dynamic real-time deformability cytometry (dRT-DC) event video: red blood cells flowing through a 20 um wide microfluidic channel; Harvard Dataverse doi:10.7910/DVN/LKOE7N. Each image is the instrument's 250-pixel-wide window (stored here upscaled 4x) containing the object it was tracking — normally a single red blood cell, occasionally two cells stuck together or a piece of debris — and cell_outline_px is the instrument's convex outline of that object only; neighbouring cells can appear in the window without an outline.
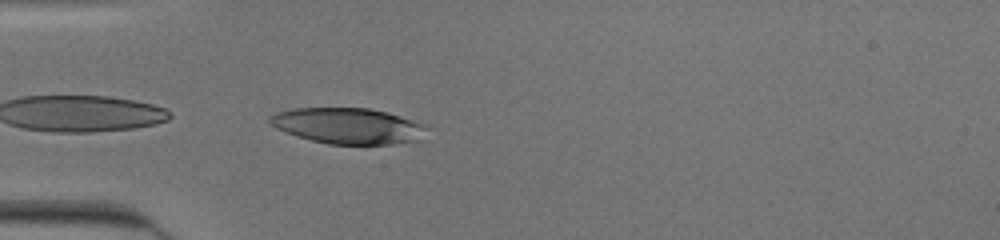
{"species": "human", "species_latin": "Homo sapiens", "temperature_condition": "cold", "stored_images_in_passage": 37, "camera_frame_rate_fps": 3000, "um_per_image_px": 0.085, "donor": {"sex": "male"}, "frame": {"image": 1, "passage_image": 1, "time_ms": 0.0, "image_size_px": [1000, 240], "cell_outline_px": [[428, 128], [420, 140], [392, 144], [328, 144], [296, 136], [276, 128], [268, 124], [268, 116], [276, 112], [292, 108], [368, 108], [388, 112], [428, 124]], "centroid_in_image_um": [29.59, 10.69], "position_along_channel_um": 55.4, "area_um2": 33.18}}
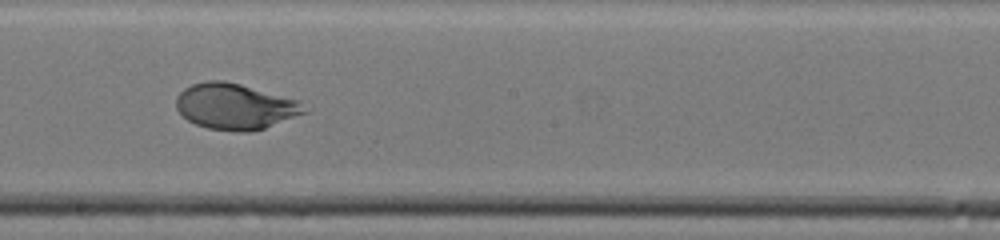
{"frame": {"image": 2, "passage_image": 15, "time_ms": 4.667, "image_size_px": [1000, 240], "cell_outline_px": [[308, 112], [264, 128], [248, 132], [236, 132], [208, 128], [196, 124], [188, 120], [176, 108], [176, 96], [184, 88], [192, 84], [208, 80], [224, 80], [240, 84], [300, 100]], "centroid_in_image_um": [19.99, 9.04], "position_along_channel_um": 228.2, "area_um2": 34.28}}
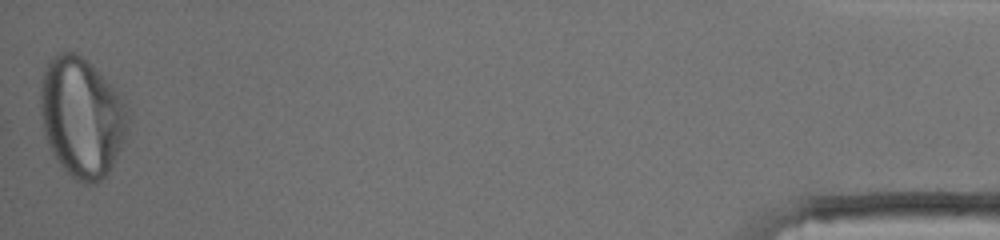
{"frame": {"image": 3, "passage_image": 37, "time_ms": 12.0, "image_size_px": [1000, 240], "cell_outline_px": [[132, 120], [124, 140], [108, 172], [96, 184], [88, 184], [72, 176], [60, 164], [52, 152], [44, 136], [40, 112], [40, 92], [44, 72], [48, 64], [60, 52], [76, 52], [124, 100], [128, 108]], "centroid_in_image_um": [6.96, 10.0], "position_along_channel_um": 428.2, "area_um2": 60.17}, "authors_computed_cell_mechanics": {"area_um2": 35.2002, "velocity_mm_per_s": 3.9044, "shape_relaxation_time_tau1_ms": 3.2345, "shape_relaxation_time_tau2_ms": null, "deformation_change_tau1": 0.1753, "deformation_change_tau2": null}}